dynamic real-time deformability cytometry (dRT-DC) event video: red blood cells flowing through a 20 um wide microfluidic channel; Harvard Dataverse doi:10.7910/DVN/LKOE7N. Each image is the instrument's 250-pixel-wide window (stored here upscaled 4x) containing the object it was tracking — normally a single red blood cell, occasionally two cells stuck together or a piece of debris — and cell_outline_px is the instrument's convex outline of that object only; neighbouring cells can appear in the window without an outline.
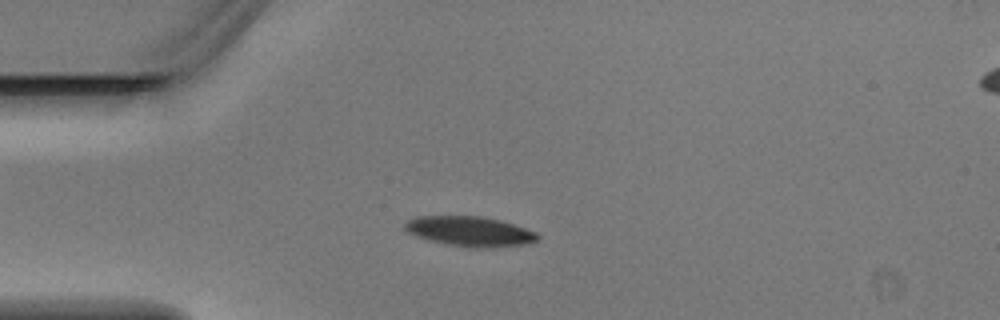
{"species": "Egyptian fruit bat (a non-hibernating species)", "species_latin": "Rousettus aegyptiacus", "temperature_condition": "warm", "stored_images_in_passage": 4, "camera_frame_rate_fps": 3000, "um_per_image_px": 0.085, "animal": {"sex": "male"}, "frame": {"image": 1, "passage_image": 3, "time_ms": 0.667, "image_size_px": [1000, 320], "cell_outline_px": [[540, 236], [536, 240], [524, 244], [492, 248], [472, 248], [448, 244], [416, 236], [408, 232], [404, 228], [404, 224], [408, 220], [416, 216], [480, 216], [512, 224], [536, 232]], "centroid_in_image_um": [39.91, 19.67], "position_along_channel_um": 45.1, "area_um2": 22.83}}